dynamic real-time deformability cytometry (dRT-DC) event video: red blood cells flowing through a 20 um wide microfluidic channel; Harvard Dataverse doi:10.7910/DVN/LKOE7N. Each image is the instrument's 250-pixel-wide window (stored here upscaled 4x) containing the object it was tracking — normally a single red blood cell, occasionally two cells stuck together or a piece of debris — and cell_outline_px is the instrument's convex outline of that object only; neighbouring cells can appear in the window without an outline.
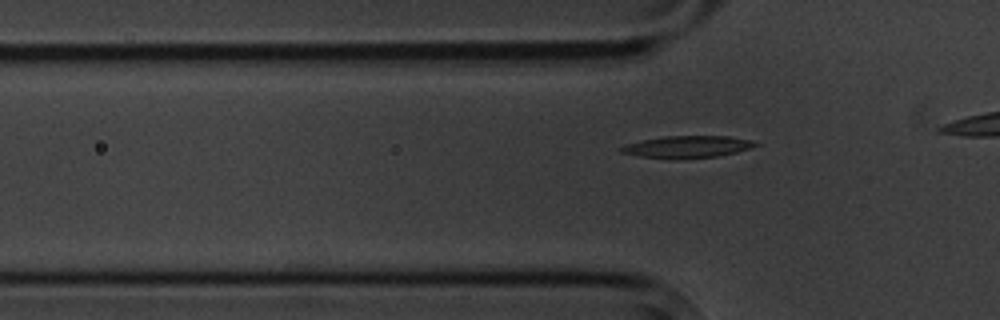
{"species": "common noctule bat (a hibernating species)", "species_latin": "Nyctalus noctula", "temperature_condition": "cold", "stored_images_in_passage": 2, "camera_frame_rate_fps": 3000, "um_per_image_px": 0.085, "animal": {"sex": "male", "body_mass_g": 20.1, "forearm_length_mm": 53.5}, "frame": {"image": 1, "passage_image": 2, "time_ms": 2.0, "image_size_px": [1000, 320], "cell_outline_px": [[760, 144], [752, 148], [736, 152], [716, 156], [672, 160], [640, 156], [620, 152], [616, 148], [640, 140], [664, 136], [728, 136], [752, 140]], "centroid_in_image_um": [58.4, 12.48], "position_along_channel_um": 67.4, "area_um2": 17.46}}